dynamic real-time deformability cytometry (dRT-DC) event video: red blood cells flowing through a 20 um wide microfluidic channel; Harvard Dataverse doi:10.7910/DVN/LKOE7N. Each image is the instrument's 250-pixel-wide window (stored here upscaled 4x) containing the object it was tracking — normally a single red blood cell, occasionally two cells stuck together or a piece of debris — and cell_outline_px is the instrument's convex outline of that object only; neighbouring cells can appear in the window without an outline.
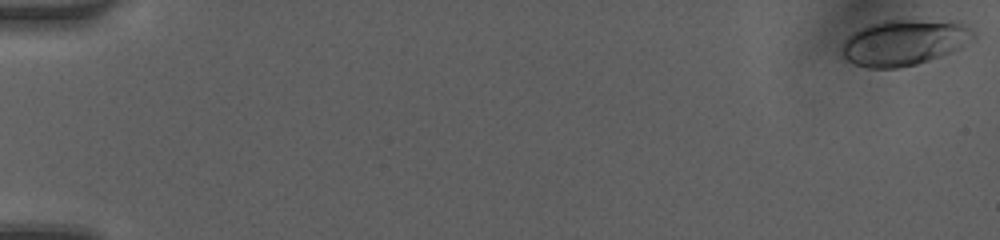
{"species": "human", "species_latin": "Homo sapiens", "temperature_condition": "room temperature", "stored_images_in_passage": 50, "camera_frame_rate_fps": 3000, "um_per_image_px": 0.085, "donor": {"sex": "female"}, "frame": {"image": 1, "passage_image": 1, "time_ms": 0.0, "image_size_px": [1000, 240], "cell_outline_px": [[976, 40], [960, 48], [940, 56], [916, 64], [896, 68], [868, 68], [852, 64], [840, 52], [840, 48], [844, 40], [852, 32], [868, 24], [880, 20], [960, 20], [976, 32]], "centroid_in_image_um": [76.89, 3.58], "position_along_channel_um": 8.1, "area_um2": 35.89}}
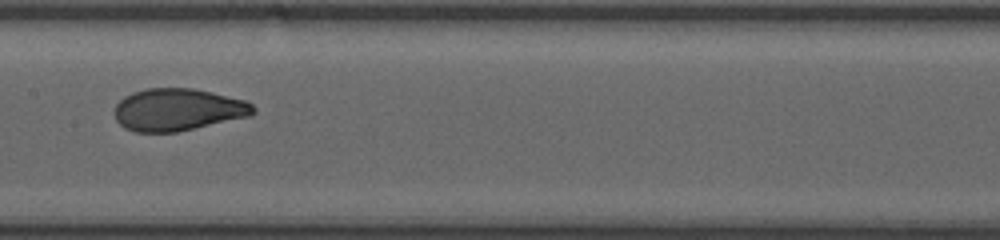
{"frame": {"image": 2, "passage_image": 27, "time_ms": 8.667, "image_size_px": [1000, 240], "cell_outline_px": [[256, 112], [252, 116], [176, 132], [136, 132], [124, 128], [116, 120], [112, 112], [116, 104], [124, 96], [132, 92], [144, 88], [192, 88], [212, 92], [244, 100], [252, 104], [256, 108]], "centroid_in_image_um": [15.1, 9.32], "position_along_channel_um": 192.3, "area_um2": 34.51}}
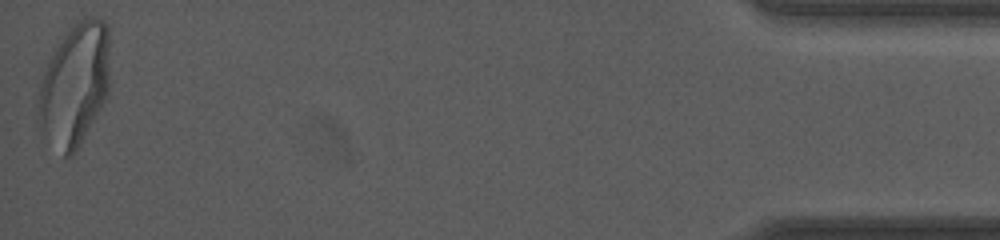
{"frame": {"image": 3, "passage_image": 50, "time_ms": 16.333, "image_size_px": [1000, 240], "cell_outline_px": [[108, 92], [104, 100], [80, 144], [68, 156], [64, 156], [44, 132], [36, 120], [40, 84], [52, 52], [60, 40], [80, 20], [92, 16], [96, 16], [104, 20], [108, 24]], "centroid_in_image_um": [6.34, 7.15], "position_along_channel_um": 428.9, "area_um2": 50.0}, "authors_computed_cell_mechanics": {"area_um2": 34.4488, "velocity_mm_per_s": 4.1743, "shape_relaxation_time_tau1_ms": 4.5984, "shape_relaxation_time_tau2_ms": null, "deformation_change_tau1": 0.1952, "deformation_change_tau2": null}}